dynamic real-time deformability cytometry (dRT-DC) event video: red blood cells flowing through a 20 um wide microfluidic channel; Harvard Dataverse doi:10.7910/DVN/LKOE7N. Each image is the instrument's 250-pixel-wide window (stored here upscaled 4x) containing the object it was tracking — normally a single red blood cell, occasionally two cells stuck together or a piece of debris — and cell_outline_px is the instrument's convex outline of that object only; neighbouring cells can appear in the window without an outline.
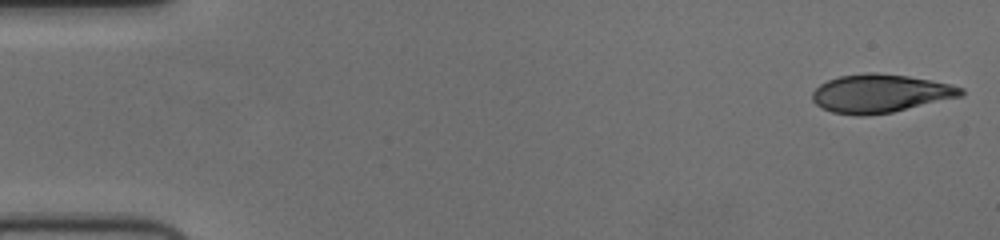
{"species": "human", "species_latin": "Homo sapiens", "temperature_condition": "cold", "stored_images_in_passage": 55, "camera_frame_rate_fps": 3000, "um_per_image_px": 0.085, "donor": {"sex": "female"}, "frame": {"image": 1, "passage_image": 1, "time_ms": 0.0, "image_size_px": [1000, 240], "cell_outline_px": [[964, 96], [892, 112], [864, 116], [856, 116], [832, 112], [820, 108], [812, 100], [812, 92], [820, 84], [828, 80], [840, 76], [864, 72], [876, 72], [908, 76], [932, 80], [952, 84], [964, 88]], "centroid_in_image_um": [74.83, 7.94], "position_along_channel_um": 10.2, "area_um2": 33.58}}
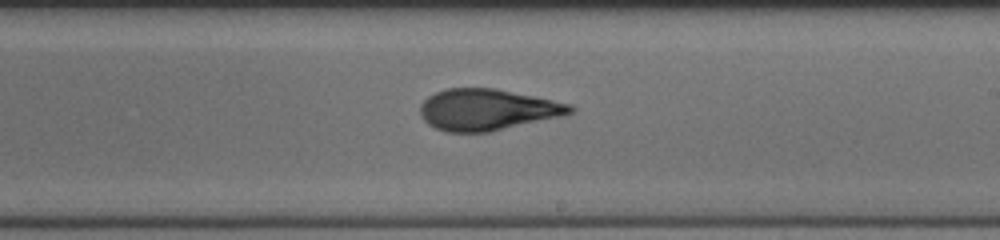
{"frame": {"image": 2, "passage_image": 32, "time_ms": 10.333, "image_size_px": [1000, 240], "cell_outline_px": [[576, 108], [572, 112], [560, 116], [488, 132], [444, 132], [428, 124], [420, 116], [420, 104], [428, 96], [436, 92], [448, 88], [496, 88], [572, 104]], "centroid_in_image_um": [41.38, 9.31], "position_along_channel_um": 247.6, "area_um2": 35.95}}
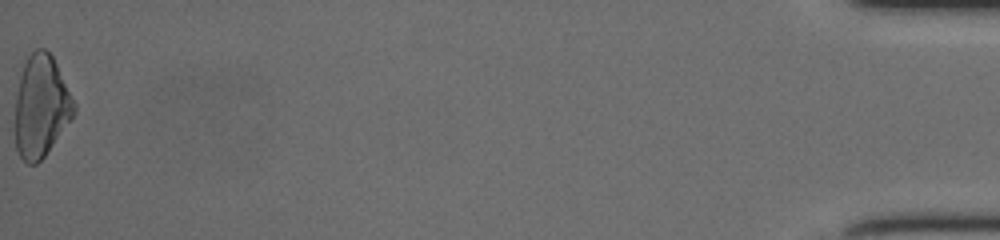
{"frame": {"image": 3, "passage_image": 55, "time_ms": 18.0, "image_size_px": [1000, 240], "cell_outline_px": [[76, 112], [72, 120], [44, 156], [36, 164], [28, 164], [20, 156], [16, 148], [16, 96], [20, 76], [24, 64], [28, 56], [36, 48], [44, 48], [52, 56], [76, 104]], "centroid_in_image_um": [3.51, 9.05], "position_along_channel_um": 431.7, "area_um2": 34.74}, "authors_computed_cell_mechanics": {"area_um2": 35.1424, "velocity_mm_per_s": 3.7459, "shape_relaxation_time_tau1_ms": 7.793, "shape_relaxation_time_tau2_ms": 1.9638, "deformation_change_tau1": 0.2392, "deformation_change_tau2": 0.0866}}